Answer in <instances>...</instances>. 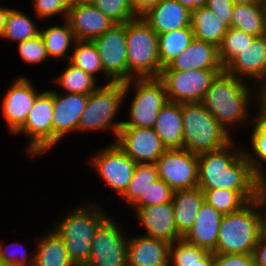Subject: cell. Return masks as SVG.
Listing matches in <instances>:
<instances>
[{"label": "cell", "instance_id": "60d3db41", "mask_svg": "<svg viewBox=\"0 0 266 266\" xmlns=\"http://www.w3.org/2000/svg\"><path fill=\"white\" fill-rule=\"evenodd\" d=\"M173 193L174 191L165 181L157 178L131 206L133 208H144L168 203L172 201Z\"/></svg>", "mask_w": 266, "mask_h": 266}, {"label": "cell", "instance_id": "d6986e66", "mask_svg": "<svg viewBox=\"0 0 266 266\" xmlns=\"http://www.w3.org/2000/svg\"><path fill=\"white\" fill-rule=\"evenodd\" d=\"M224 71L241 80L246 77L260 80L258 87L261 89L266 84V47L262 37H254L251 44L224 67Z\"/></svg>", "mask_w": 266, "mask_h": 266}, {"label": "cell", "instance_id": "d590c367", "mask_svg": "<svg viewBox=\"0 0 266 266\" xmlns=\"http://www.w3.org/2000/svg\"><path fill=\"white\" fill-rule=\"evenodd\" d=\"M251 136L252 152L243 150L250 166L260 175H265L262 163H266V116L259 110ZM262 161V162H261Z\"/></svg>", "mask_w": 266, "mask_h": 266}, {"label": "cell", "instance_id": "f35d334b", "mask_svg": "<svg viewBox=\"0 0 266 266\" xmlns=\"http://www.w3.org/2000/svg\"><path fill=\"white\" fill-rule=\"evenodd\" d=\"M253 39V35L233 27L228 28L221 45L218 47L222 66L225 67L236 55L249 46Z\"/></svg>", "mask_w": 266, "mask_h": 266}, {"label": "cell", "instance_id": "7dc6e473", "mask_svg": "<svg viewBox=\"0 0 266 266\" xmlns=\"http://www.w3.org/2000/svg\"><path fill=\"white\" fill-rule=\"evenodd\" d=\"M252 255L256 266H266V229L262 230Z\"/></svg>", "mask_w": 266, "mask_h": 266}, {"label": "cell", "instance_id": "7bdbcfd3", "mask_svg": "<svg viewBox=\"0 0 266 266\" xmlns=\"http://www.w3.org/2000/svg\"><path fill=\"white\" fill-rule=\"evenodd\" d=\"M35 12L38 18H50L54 15L63 13V19H66L68 9L70 7L69 0H33Z\"/></svg>", "mask_w": 266, "mask_h": 266}, {"label": "cell", "instance_id": "816d5d0a", "mask_svg": "<svg viewBox=\"0 0 266 266\" xmlns=\"http://www.w3.org/2000/svg\"><path fill=\"white\" fill-rule=\"evenodd\" d=\"M190 12L195 11L200 5L203 4L204 0H177Z\"/></svg>", "mask_w": 266, "mask_h": 266}, {"label": "cell", "instance_id": "e575fe53", "mask_svg": "<svg viewBox=\"0 0 266 266\" xmlns=\"http://www.w3.org/2000/svg\"><path fill=\"white\" fill-rule=\"evenodd\" d=\"M67 93L89 95L98 86L97 80L68 60V67L54 79Z\"/></svg>", "mask_w": 266, "mask_h": 266}, {"label": "cell", "instance_id": "603a6c76", "mask_svg": "<svg viewBox=\"0 0 266 266\" xmlns=\"http://www.w3.org/2000/svg\"><path fill=\"white\" fill-rule=\"evenodd\" d=\"M142 17L157 35L191 26V12L177 0H161Z\"/></svg>", "mask_w": 266, "mask_h": 266}, {"label": "cell", "instance_id": "ab89813d", "mask_svg": "<svg viewBox=\"0 0 266 266\" xmlns=\"http://www.w3.org/2000/svg\"><path fill=\"white\" fill-rule=\"evenodd\" d=\"M92 4L116 24H124L138 17L129 0H93Z\"/></svg>", "mask_w": 266, "mask_h": 266}, {"label": "cell", "instance_id": "9c48e42d", "mask_svg": "<svg viewBox=\"0 0 266 266\" xmlns=\"http://www.w3.org/2000/svg\"><path fill=\"white\" fill-rule=\"evenodd\" d=\"M223 71L224 69L162 70L159 79L164 83L170 102L200 103L212 81Z\"/></svg>", "mask_w": 266, "mask_h": 266}, {"label": "cell", "instance_id": "f6af8a7d", "mask_svg": "<svg viewBox=\"0 0 266 266\" xmlns=\"http://www.w3.org/2000/svg\"><path fill=\"white\" fill-rule=\"evenodd\" d=\"M206 5L229 28L232 22L234 3L231 0H204Z\"/></svg>", "mask_w": 266, "mask_h": 266}, {"label": "cell", "instance_id": "3957f363", "mask_svg": "<svg viewBox=\"0 0 266 266\" xmlns=\"http://www.w3.org/2000/svg\"><path fill=\"white\" fill-rule=\"evenodd\" d=\"M262 210L256 200L222 217L216 250L219 254H253L263 230Z\"/></svg>", "mask_w": 266, "mask_h": 266}, {"label": "cell", "instance_id": "d4e9b609", "mask_svg": "<svg viewBox=\"0 0 266 266\" xmlns=\"http://www.w3.org/2000/svg\"><path fill=\"white\" fill-rule=\"evenodd\" d=\"M153 128L166 149L182 148V104L168 101L159 111Z\"/></svg>", "mask_w": 266, "mask_h": 266}, {"label": "cell", "instance_id": "f546056e", "mask_svg": "<svg viewBox=\"0 0 266 266\" xmlns=\"http://www.w3.org/2000/svg\"><path fill=\"white\" fill-rule=\"evenodd\" d=\"M194 39L191 26L158 35V51L161 67H166L182 53Z\"/></svg>", "mask_w": 266, "mask_h": 266}, {"label": "cell", "instance_id": "44dd1931", "mask_svg": "<svg viewBox=\"0 0 266 266\" xmlns=\"http://www.w3.org/2000/svg\"><path fill=\"white\" fill-rule=\"evenodd\" d=\"M224 69L219 58V49L212 43L193 39L188 47L162 70L191 71Z\"/></svg>", "mask_w": 266, "mask_h": 266}, {"label": "cell", "instance_id": "277c9868", "mask_svg": "<svg viewBox=\"0 0 266 266\" xmlns=\"http://www.w3.org/2000/svg\"><path fill=\"white\" fill-rule=\"evenodd\" d=\"M102 211L95 203L77 207L53 228L65 242L69 258L75 266H85L90 259L95 231L108 217Z\"/></svg>", "mask_w": 266, "mask_h": 266}, {"label": "cell", "instance_id": "ba28073f", "mask_svg": "<svg viewBox=\"0 0 266 266\" xmlns=\"http://www.w3.org/2000/svg\"><path fill=\"white\" fill-rule=\"evenodd\" d=\"M135 87L130 105V117L122 126L153 128L159 111L169 101L164 83L159 78H133L129 86Z\"/></svg>", "mask_w": 266, "mask_h": 266}, {"label": "cell", "instance_id": "8d00e7d4", "mask_svg": "<svg viewBox=\"0 0 266 266\" xmlns=\"http://www.w3.org/2000/svg\"><path fill=\"white\" fill-rule=\"evenodd\" d=\"M157 178L155 163H136L133 177L121 197L132 205Z\"/></svg>", "mask_w": 266, "mask_h": 266}, {"label": "cell", "instance_id": "f907efd6", "mask_svg": "<svg viewBox=\"0 0 266 266\" xmlns=\"http://www.w3.org/2000/svg\"><path fill=\"white\" fill-rule=\"evenodd\" d=\"M255 97L259 104L258 109L266 116V93L262 89H258Z\"/></svg>", "mask_w": 266, "mask_h": 266}, {"label": "cell", "instance_id": "1f68e13d", "mask_svg": "<svg viewBox=\"0 0 266 266\" xmlns=\"http://www.w3.org/2000/svg\"><path fill=\"white\" fill-rule=\"evenodd\" d=\"M64 22L63 26L54 25L40 30V35L45 42L46 51L50 58L70 60L71 56L67 55V51L72 42H76V38L68 21L65 19Z\"/></svg>", "mask_w": 266, "mask_h": 266}, {"label": "cell", "instance_id": "5b68a950", "mask_svg": "<svg viewBox=\"0 0 266 266\" xmlns=\"http://www.w3.org/2000/svg\"><path fill=\"white\" fill-rule=\"evenodd\" d=\"M183 147L197 155L218 150L233 139L201 103H182Z\"/></svg>", "mask_w": 266, "mask_h": 266}, {"label": "cell", "instance_id": "cb8c5ba5", "mask_svg": "<svg viewBox=\"0 0 266 266\" xmlns=\"http://www.w3.org/2000/svg\"><path fill=\"white\" fill-rule=\"evenodd\" d=\"M223 214L212 205L203 201L195 222L183 239L197 247L204 248L209 252L216 250L218 232Z\"/></svg>", "mask_w": 266, "mask_h": 266}, {"label": "cell", "instance_id": "7c38bea8", "mask_svg": "<svg viewBox=\"0 0 266 266\" xmlns=\"http://www.w3.org/2000/svg\"><path fill=\"white\" fill-rule=\"evenodd\" d=\"M91 256L85 266H127L128 238L109 216L98 226L92 239Z\"/></svg>", "mask_w": 266, "mask_h": 266}, {"label": "cell", "instance_id": "8992f818", "mask_svg": "<svg viewBox=\"0 0 266 266\" xmlns=\"http://www.w3.org/2000/svg\"><path fill=\"white\" fill-rule=\"evenodd\" d=\"M128 81L133 78H159L162 67L158 35L138 16L126 22Z\"/></svg>", "mask_w": 266, "mask_h": 266}, {"label": "cell", "instance_id": "83f0119b", "mask_svg": "<svg viewBox=\"0 0 266 266\" xmlns=\"http://www.w3.org/2000/svg\"><path fill=\"white\" fill-rule=\"evenodd\" d=\"M38 244L33 266H75L69 258L65 242L54 229L40 238Z\"/></svg>", "mask_w": 266, "mask_h": 266}, {"label": "cell", "instance_id": "8fae6325", "mask_svg": "<svg viewBox=\"0 0 266 266\" xmlns=\"http://www.w3.org/2000/svg\"><path fill=\"white\" fill-rule=\"evenodd\" d=\"M158 178L175 191L198 187V155L184 148L166 149L156 161Z\"/></svg>", "mask_w": 266, "mask_h": 266}, {"label": "cell", "instance_id": "5bb4252c", "mask_svg": "<svg viewBox=\"0 0 266 266\" xmlns=\"http://www.w3.org/2000/svg\"><path fill=\"white\" fill-rule=\"evenodd\" d=\"M91 160L90 163L100 174L99 176L121 196L133 177L136 162L116 142L102 149Z\"/></svg>", "mask_w": 266, "mask_h": 266}, {"label": "cell", "instance_id": "7402d4cb", "mask_svg": "<svg viewBox=\"0 0 266 266\" xmlns=\"http://www.w3.org/2000/svg\"><path fill=\"white\" fill-rule=\"evenodd\" d=\"M168 241L137 236L128 239L127 266H170Z\"/></svg>", "mask_w": 266, "mask_h": 266}, {"label": "cell", "instance_id": "f5cc1de1", "mask_svg": "<svg viewBox=\"0 0 266 266\" xmlns=\"http://www.w3.org/2000/svg\"><path fill=\"white\" fill-rule=\"evenodd\" d=\"M9 10H10V8H6V7L1 8L0 7V37L3 33L6 17H7Z\"/></svg>", "mask_w": 266, "mask_h": 266}, {"label": "cell", "instance_id": "ac0fdd59", "mask_svg": "<svg viewBox=\"0 0 266 266\" xmlns=\"http://www.w3.org/2000/svg\"><path fill=\"white\" fill-rule=\"evenodd\" d=\"M89 95L77 93L59 94L54 90L53 146L68 132H77L81 114Z\"/></svg>", "mask_w": 266, "mask_h": 266}, {"label": "cell", "instance_id": "ffe728a7", "mask_svg": "<svg viewBox=\"0 0 266 266\" xmlns=\"http://www.w3.org/2000/svg\"><path fill=\"white\" fill-rule=\"evenodd\" d=\"M145 236L168 241L170 244L182 237L176 229L172 202L135 208Z\"/></svg>", "mask_w": 266, "mask_h": 266}, {"label": "cell", "instance_id": "74e56055", "mask_svg": "<svg viewBox=\"0 0 266 266\" xmlns=\"http://www.w3.org/2000/svg\"><path fill=\"white\" fill-rule=\"evenodd\" d=\"M202 191L204 193V201L223 215L236 212L248 203L237 191L221 188Z\"/></svg>", "mask_w": 266, "mask_h": 266}, {"label": "cell", "instance_id": "e0dca14e", "mask_svg": "<svg viewBox=\"0 0 266 266\" xmlns=\"http://www.w3.org/2000/svg\"><path fill=\"white\" fill-rule=\"evenodd\" d=\"M66 20L76 40L93 41L116 24L92 3L70 4Z\"/></svg>", "mask_w": 266, "mask_h": 266}, {"label": "cell", "instance_id": "681fc988", "mask_svg": "<svg viewBox=\"0 0 266 266\" xmlns=\"http://www.w3.org/2000/svg\"><path fill=\"white\" fill-rule=\"evenodd\" d=\"M160 1L161 0H129L130 5L137 16H142Z\"/></svg>", "mask_w": 266, "mask_h": 266}, {"label": "cell", "instance_id": "11a10c76", "mask_svg": "<svg viewBox=\"0 0 266 266\" xmlns=\"http://www.w3.org/2000/svg\"><path fill=\"white\" fill-rule=\"evenodd\" d=\"M70 4H85V3H92L93 0H69Z\"/></svg>", "mask_w": 266, "mask_h": 266}, {"label": "cell", "instance_id": "4fadbf2b", "mask_svg": "<svg viewBox=\"0 0 266 266\" xmlns=\"http://www.w3.org/2000/svg\"><path fill=\"white\" fill-rule=\"evenodd\" d=\"M93 42L98 49L104 73L113 82H127L126 23L115 24Z\"/></svg>", "mask_w": 266, "mask_h": 266}, {"label": "cell", "instance_id": "91938a15", "mask_svg": "<svg viewBox=\"0 0 266 266\" xmlns=\"http://www.w3.org/2000/svg\"><path fill=\"white\" fill-rule=\"evenodd\" d=\"M194 266H213V265H194Z\"/></svg>", "mask_w": 266, "mask_h": 266}, {"label": "cell", "instance_id": "c3c4849f", "mask_svg": "<svg viewBox=\"0 0 266 266\" xmlns=\"http://www.w3.org/2000/svg\"><path fill=\"white\" fill-rule=\"evenodd\" d=\"M255 200L258 202L260 208L265 209V207H266V174L260 176V178H259ZM263 211L261 213L262 214L263 229H266V211L265 210H263Z\"/></svg>", "mask_w": 266, "mask_h": 266}, {"label": "cell", "instance_id": "2e32d148", "mask_svg": "<svg viewBox=\"0 0 266 266\" xmlns=\"http://www.w3.org/2000/svg\"><path fill=\"white\" fill-rule=\"evenodd\" d=\"M2 100V112L8 130L14 134L24 125L36 97L40 94L26 77H19Z\"/></svg>", "mask_w": 266, "mask_h": 266}, {"label": "cell", "instance_id": "ee69618b", "mask_svg": "<svg viewBox=\"0 0 266 266\" xmlns=\"http://www.w3.org/2000/svg\"><path fill=\"white\" fill-rule=\"evenodd\" d=\"M213 266H256V264L252 254L214 253Z\"/></svg>", "mask_w": 266, "mask_h": 266}, {"label": "cell", "instance_id": "52a82bcc", "mask_svg": "<svg viewBox=\"0 0 266 266\" xmlns=\"http://www.w3.org/2000/svg\"><path fill=\"white\" fill-rule=\"evenodd\" d=\"M129 81L100 85L89 94L86 107L81 114L78 131L108 130L117 138L123 121L114 122L120 105L129 91Z\"/></svg>", "mask_w": 266, "mask_h": 266}, {"label": "cell", "instance_id": "4316f807", "mask_svg": "<svg viewBox=\"0 0 266 266\" xmlns=\"http://www.w3.org/2000/svg\"><path fill=\"white\" fill-rule=\"evenodd\" d=\"M191 28L195 39L219 47L229 27L206 5L202 4L191 12Z\"/></svg>", "mask_w": 266, "mask_h": 266}, {"label": "cell", "instance_id": "4dcf8cb0", "mask_svg": "<svg viewBox=\"0 0 266 266\" xmlns=\"http://www.w3.org/2000/svg\"><path fill=\"white\" fill-rule=\"evenodd\" d=\"M214 253L186 242L183 238L170 244L169 264L173 266L213 265Z\"/></svg>", "mask_w": 266, "mask_h": 266}, {"label": "cell", "instance_id": "484cf974", "mask_svg": "<svg viewBox=\"0 0 266 266\" xmlns=\"http://www.w3.org/2000/svg\"><path fill=\"white\" fill-rule=\"evenodd\" d=\"M204 201V193L199 188L179 190L173 193L172 205L178 234L183 238L191 229L199 208Z\"/></svg>", "mask_w": 266, "mask_h": 266}, {"label": "cell", "instance_id": "836d02e7", "mask_svg": "<svg viewBox=\"0 0 266 266\" xmlns=\"http://www.w3.org/2000/svg\"><path fill=\"white\" fill-rule=\"evenodd\" d=\"M36 26L24 12L10 8L1 37L20 43L40 34Z\"/></svg>", "mask_w": 266, "mask_h": 266}, {"label": "cell", "instance_id": "f1b7e54d", "mask_svg": "<svg viewBox=\"0 0 266 266\" xmlns=\"http://www.w3.org/2000/svg\"><path fill=\"white\" fill-rule=\"evenodd\" d=\"M265 24L266 2L234 4L231 27L258 37Z\"/></svg>", "mask_w": 266, "mask_h": 266}, {"label": "cell", "instance_id": "680465c9", "mask_svg": "<svg viewBox=\"0 0 266 266\" xmlns=\"http://www.w3.org/2000/svg\"><path fill=\"white\" fill-rule=\"evenodd\" d=\"M261 89L266 93V84Z\"/></svg>", "mask_w": 266, "mask_h": 266}, {"label": "cell", "instance_id": "6f0895ef", "mask_svg": "<svg viewBox=\"0 0 266 266\" xmlns=\"http://www.w3.org/2000/svg\"><path fill=\"white\" fill-rule=\"evenodd\" d=\"M0 266H8L2 260H0Z\"/></svg>", "mask_w": 266, "mask_h": 266}, {"label": "cell", "instance_id": "30bf717a", "mask_svg": "<svg viewBox=\"0 0 266 266\" xmlns=\"http://www.w3.org/2000/svg\"><path fill=\"white\" fill-rule=\"evenodd\" d=\"M54 90L43 91L37 97L24 125L16 132L27 135L30 156L43 154L53 147Z\"/></svg>", "mask_w": 266, "mask_h": 266}, {"label": "cell", "instance_id": "7a4b0ae2", "mask_svg": "<svg viewBox=\"0 0 266 266\" xmlns=\"http://www.w3.org/2000/svg\"><path fill=\"white\" fill-rule=\"evenodd\" d=\"M245 81L223 71L212 81L200 102L226 129L248 119L250 89ZM249 101V102H248ZM248 105V106H247Z\"/></svg>", "mask_w": 266, "mask_h": 266}, {"label": "cell", "instance_id": "6da1fadb", "mask_svg": "<svg viewBox=\"0 0 266 266\" xmlns=\"http://www.w3.org/2000/svg\"><path fill=\"white\" fill-rule=\"evenodd\" d=\"M233 145L231 141L218 150L198 155V187L237 191L250 202L256 199L260 175L250 166L243 148L235 151Z\"/></svg>", "mask_w": 266, "mask_h": 266}, {"label": "cell", "instance_id": "d6a6232c", "mask_svg": "<svg viewBox=\"0 0 266 266\" xmlns=\"http://www.w3.org/2000/svg\"><path fill=\"white\" fill-rule=\"evenodd\" d=\"M75 45L72 51L73 55L69 61L95 79L96 74L102 72L103 77L107 78V84L113 83L103 71L101 58L95 43L89 40H76Z\"/></svg>", "mask_w": 266, "mask_h": 266}, {"label": "cell", "instance_id": "9a60e30c", "mask_svg": "<svg viewBox=\"0 0 266 266\" xmlns=\"http://www.w3.org/2000/svg\"><path fill=\"white\" fill-rule=\"evenodd\" d=\"M116 143L136 163H156L166 150L154 128L121 126Z\"/></svg>", "mask_w": 266, "mask_h": 266}, {"label": "cell", "instance_id": "db71d44e", "mask_svg": "<svg viewBox=\"0 0 266 266\" xmlns=\"http://www.w3.org/2000/svg\"><path fill=\"white\" fill-rule=\"evenodd\" d=\"M234 4L266 2V0H231Z\"/></svg>", "mask_w": 266, "mask_h": 266}, {"label": "cell", "instance_id": "b9f144b4", "mask_svg": "<svg viewBox=\"0 0 266 266\" xmlns=\"http://www.w3.org/2000/svg\"><path fill=\"white\" fill-rule=\"evenodd\" d=\"M19 55L27 63H40L48 61L49 57L46 51L45 42L39 34L36 37L30 38L23 42L18 43Z\"/></svg>", "mask_w": 266, "mask_h": 266}, {"label": "cell", "instance_id": "9f6ffc18", "mask_svg": "<svg viewBox=\"0 0 266 266\" xmlns=\"http://www.w3.org/2000/svg\"><path fill=\"white\" fill-rule=\"evenodd\" d=\"M261 37L264 40L265 47H266V24H265L264 29L262 31Z\"/></svg>", "mask_w": 266, "mask_h": 266}, {"label": "cell", "instance_id": "bcb514c9", "mask_svg": "<svg viewBox=\"0 0 266 266\" xmlns=\"http://www.w3.org/2000/svg\"><path fill=\"white\" fill-rule=\"evenodd\" d=\"M7 250L8 248H6V246L3 247V244L0 245V260H2L6 265L8 266H33L34 265V255H32L31 258H28L27 256L28 254H26L25 250H23V253H21L22 256L19 255L17 252H14V253L12 252L13 254H11V252L9 253ZM27 259H30V261L27 262Z\"/></svg>", "mask_w": 266, "mask_h": 266}]
</instances>
